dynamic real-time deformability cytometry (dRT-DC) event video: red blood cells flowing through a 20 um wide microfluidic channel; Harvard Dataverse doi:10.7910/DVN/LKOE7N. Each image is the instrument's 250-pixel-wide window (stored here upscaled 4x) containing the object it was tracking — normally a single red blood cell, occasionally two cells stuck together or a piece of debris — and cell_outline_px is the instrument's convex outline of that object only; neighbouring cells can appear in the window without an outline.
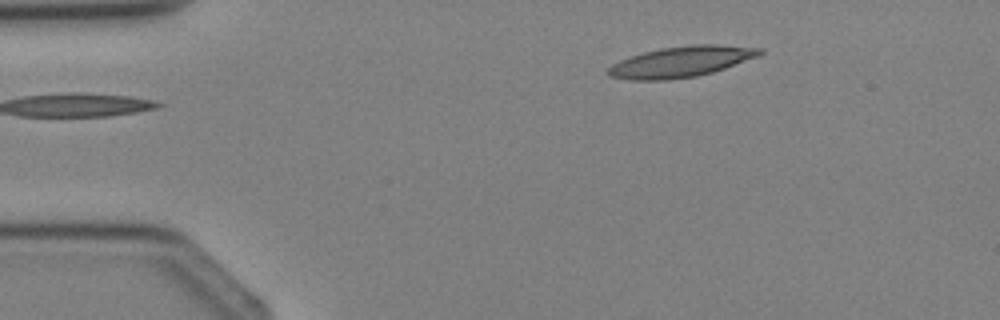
{"species": "Egyptian fruit bat (a non-hibernating species)", "species_latin": "Rousettus aegyptiacus", "temperature_condition": "cold", "stored_images_in_passage": 2, "camera_frame_rate_fps": 3000, "um_per_image_px": 0.085, "animal": {"sex": "female"}, "frame": {"image": 1, "passage_image": 1, "time_ms": 0.0, "image_size_px": [1000, 320], "cell_outline_px": [[764, 52], [760, 56], [712, 72], [696, 76], [668, 80], [632, 80], [608, 76], [604, 72], [612, 64], [620, 60], [644, 52], [660, 48], [688, 44], [716, 44], [764, 48]], "centroid_in_image_um": [57.9, 5.24], "position_along_channel_um": 27.1, "area_um2": 27.4}}